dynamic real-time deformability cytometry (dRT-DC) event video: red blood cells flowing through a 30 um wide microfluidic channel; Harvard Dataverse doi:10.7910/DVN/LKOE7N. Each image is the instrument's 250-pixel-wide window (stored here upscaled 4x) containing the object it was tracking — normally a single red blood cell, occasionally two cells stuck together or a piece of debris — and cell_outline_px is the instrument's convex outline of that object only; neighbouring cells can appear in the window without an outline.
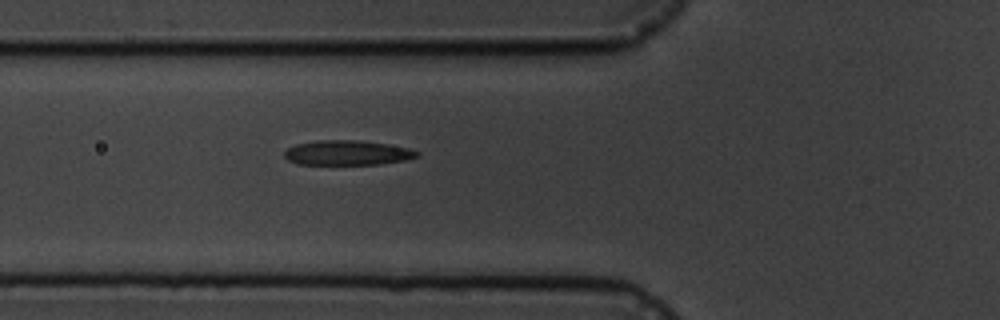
{"species": "common noctule bat (a hibernating species)", "species_latin": "Nyctalus noctula", "temperature_condition": "cold", "stored_images_in_passage": 2, "camera_frame_rate_fps": 3000, "um_per_image_px": 0.085, "animal": {"sex": "male", "body_mass_g": 19.5, "forearm_length_mm": 54.6}, "frame": {"image": 1, "passage_image": 2, "time_ms": 1.0, "image_size_px": [1000, 320], "cell_outline_px": [[420, 152], [416, 156], [404, 160], [380, 164], [296, 164], [288, 160], [284, 156], [284, 152], [288, 148], [296, 144], [316, 140], [360, 140], [388, 144], [408, 148]], "centroid_in_image_um": [29.48, 12.98], "position_along_channel_um": 96.3, "area_um2": 19.07}}